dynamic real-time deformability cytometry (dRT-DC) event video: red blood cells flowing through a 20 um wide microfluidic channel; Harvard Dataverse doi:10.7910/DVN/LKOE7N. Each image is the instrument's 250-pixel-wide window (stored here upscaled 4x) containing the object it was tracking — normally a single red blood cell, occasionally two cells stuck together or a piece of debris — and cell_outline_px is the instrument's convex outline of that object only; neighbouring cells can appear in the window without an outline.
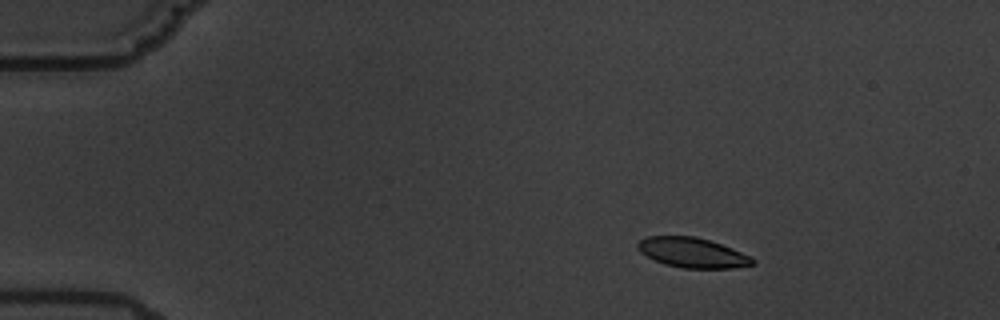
{"species": "common noctule bat (a hibernating species)", "species_latin": "Nyctalus noctula", "temperature_condition": "warm", "stored_images_in_passage": 8, "camera_frame_rate_fps": 3000, "um_per_image_px": 0.085, "animal": {"sex": "male", "body_mass_g": 19.5, "forearm_length_mm": 54.6}, "frame": {"image": 1, "passage_image": 3, "time_ms": 2.667, "image_size_px": [1000, 320], "cell_outline_px": [[756, 264], [732, 268], [684, 268], [664, 264], [640, 252], [636, 248], [636, 244], [644, 236], [696, 236], [732, 248], [752, 256], [756, 260]], "centroid_in_image_um": [58.87, 21.47], "position_along_channel_um": 26.1, "area_um2": 20.11}}
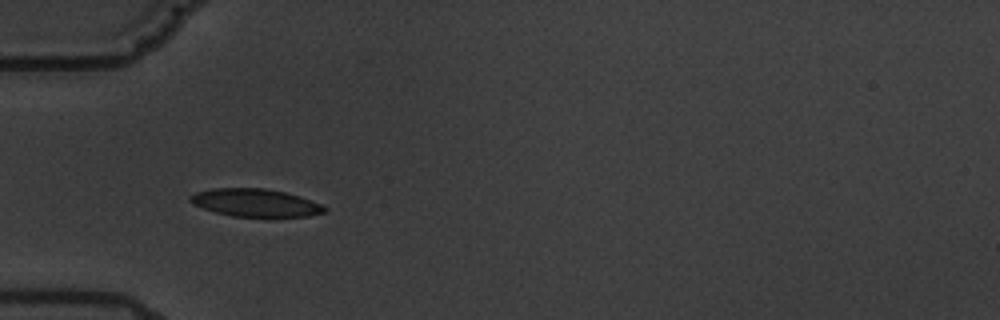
{"frame": {"image": 2, "passage_image": 6, "time_ms": 6.0, "image_size_px": [1000, 320], "cell_outline_px": [[328, 208], [324, 212], [308, 216], [232, 216], [216, 212], [204, 208], [188, 200], [188, 196], [196, 192], [212, 188], [264, 188], [284, 192], [320, 204]], "centroid_in_image_um": [21.66, 17.22], "position_along_channel_um": 63.3, "area_um2": 21.27}}
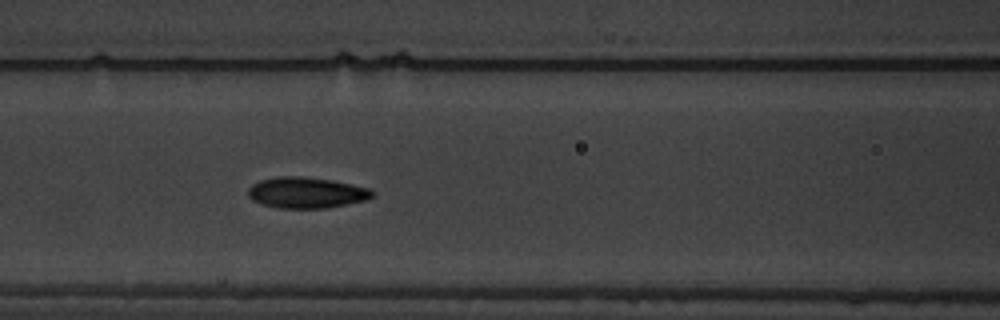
{"frame": {"image": 3, "passage_image": 8, "time_ms": 8.333, "image_size_px": [1000, 320], "cell_outline_px": [[376, 192], [372, 196], [364, 200], [324, 208], [280, 208], [260, 204], [252, 200], [248, 196], [248, 188], [252, 184], [260, 180], [276, 176], [300, 176], [332, 180], [372, 188]], "centroid_in_image_um": [26.02, 16.36], "position_along_channel_um": 140.6, "area_um2": 22.48}}